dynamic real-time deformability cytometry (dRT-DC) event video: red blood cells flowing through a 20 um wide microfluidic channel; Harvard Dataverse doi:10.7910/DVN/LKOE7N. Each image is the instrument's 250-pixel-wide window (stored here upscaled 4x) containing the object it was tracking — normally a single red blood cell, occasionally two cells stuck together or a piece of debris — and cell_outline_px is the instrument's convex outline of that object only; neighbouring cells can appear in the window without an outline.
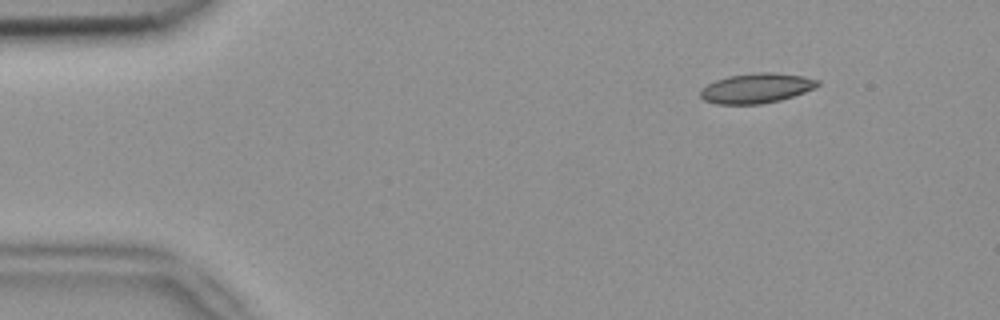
{"species": "common noctule bat (a hibernating species)", "species_latin": "Nyctalus noctula", "temperature_condition": "room temperature", "stored_images_in_passage": 3, "camera_frame_rate_fps": 3000, "um_per_image_px": 0.085, "animal": {"sex": "female", "body_mass_g": 18.4}, "frame": {"image": 1, "passage_image": 1, "time_ms": 0.0, "image_size_px": [1000, 320], "cell_outline_px": [[820, 84], [816, 88], [780, 100], [760, 104], [716, 104], [704, 100], [700, 96], [700, 88], [716, 80], [728, 76], [760, 72], [772, 72], [804, 76], [820, 80]], "centroid_in_image_um": [64.3, 7.49], "position_along_channel_um": 20.7, "area_um2": 20.46}}